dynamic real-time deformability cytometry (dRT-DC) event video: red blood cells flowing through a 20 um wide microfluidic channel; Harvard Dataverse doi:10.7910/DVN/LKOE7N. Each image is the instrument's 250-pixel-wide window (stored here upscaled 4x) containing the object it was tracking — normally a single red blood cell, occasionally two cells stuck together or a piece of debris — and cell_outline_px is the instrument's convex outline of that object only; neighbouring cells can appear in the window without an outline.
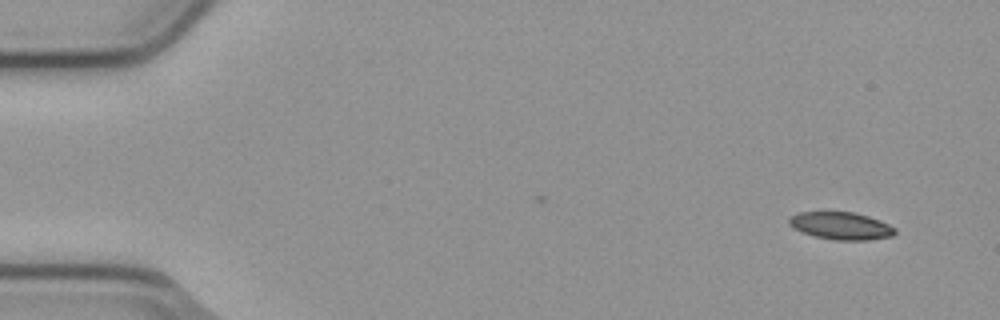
{"species": "common noctule bat (a hibernating species)", "species_latin": "Nyctalus noctula", "temperature_condition": "cold", "stored_images_in_passage": 4, "camera_frame_rate_fps": 3000, "um_per_image_px": 0.085, "animal": {"sex": "male", "body_mass_g": 23.1, "forearm_length_mm": 52.7}, "frame": {"image": 1, "passage_image": 1, "time_ms": 0.0, "image_size_px": [1000, 320], "cell_outline_px": [[896, 232], [892, 236], [868, 240], [836, 240], [816, 236], [804, 232], [788, 224], [788, 220], [792, 216], [800, 212], [852, 212], [868, 216], [880, 220], [896, 228]], "centroid_in_image_um": [71.53, 19.19], "position_along_channel_um": 13.5, "area_um2": 16.7}}
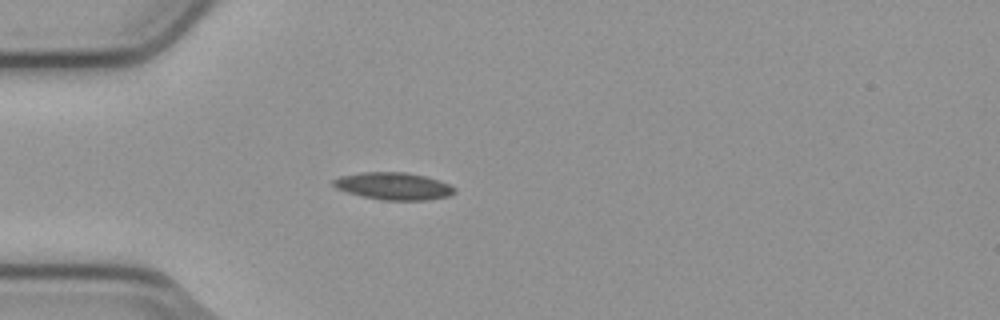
{"frame": {"image": 2, "passage_image": 3, "time_ms": 0.667, "image_size_px": [1000, 320], "cell_outline_px": [[456, 192], [448, 196], [428, 200], [380, 200], [360, 196], [336, 188], [332, 184], [332, 180], [340, 176], [364, 172], [404, 172], [424, 176], [448, 184], [456, 188]], "centroid_in_image_um": [33.43, 15.83], "position_along_channel_um": 51.6, "area_um2": 19.19}}